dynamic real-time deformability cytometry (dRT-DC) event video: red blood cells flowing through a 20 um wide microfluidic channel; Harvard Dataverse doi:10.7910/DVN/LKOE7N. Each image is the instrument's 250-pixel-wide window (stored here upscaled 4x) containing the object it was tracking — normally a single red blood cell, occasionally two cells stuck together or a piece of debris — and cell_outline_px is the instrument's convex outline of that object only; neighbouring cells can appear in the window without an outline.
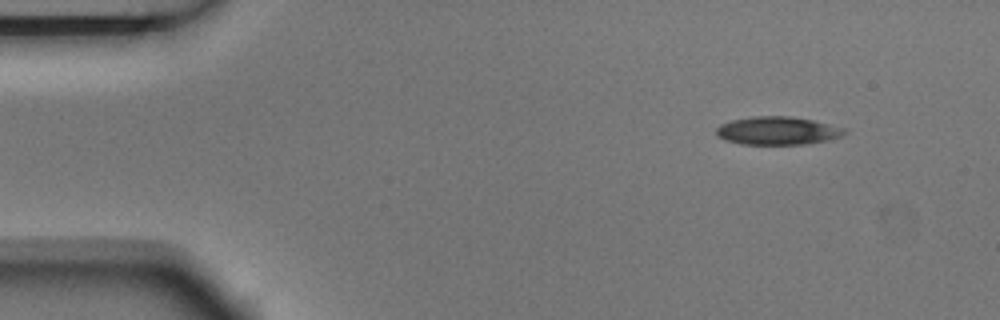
{"species": "Egyptian fruit bat (a non-hibernating species)", "species_latin": "Rousettus aegyptiacus", "temperature_condition": "room temperature", "stored_images_in_passage": 6, "camera_frame_rate_fps": 3000, "um_per_image_px": 0.085, "animal": {"sex": "male"}, "frame": {"image": 1, "passage_image": 1, "time_ms": 0.0, "image_size_px": [1000, 320], "cell_outline_px": [[848, 132], [844, 136], [828, 140], [804, 144], [740, 144], [724, 140], [716, 136], [716, 128], [720, 124], [732, 120], [752, 116], [788, 116], [812, 120], [848, 128]], "centroid_in_image_um": [66.11, 11.11], "position_along_channel_um": 18.9, "area_um2": 21.27}}
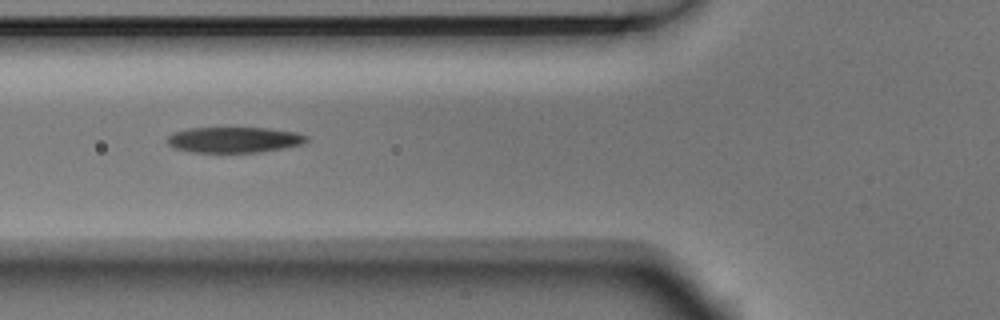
{"frame": {"image": 2, "passage_image": 5, "time_ms": 1.333, "image_size_px": [1000, 320], "cell_outline_px": [[308, 140], [304, 144], [284, 148], [260, 152], [188, 152], [172, 148], [168, 144], [168, 136], [176, 132], [188, 128], [268, 128], [296, 132], [308, 136]], "centroid_in_image_um": [19.92, 11.89], "position_along_channel_um": 105.9, "area_um2": 20.92}}
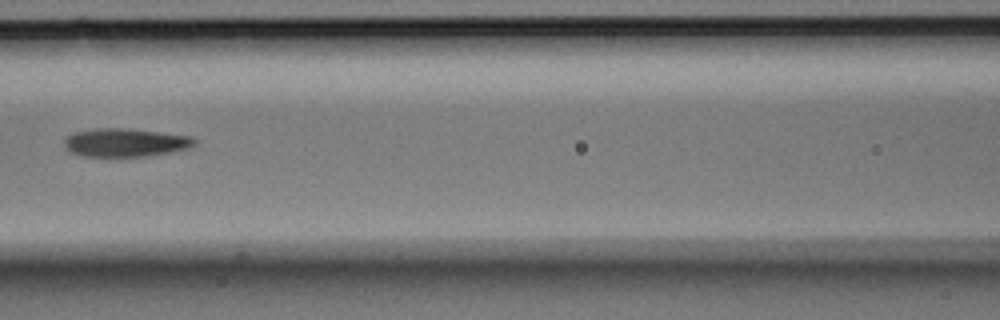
{"frame": {"image": 3, "passage_image": 6, "time_ms": 1.667, "image_size_px": [1000, 320], "cell_outline_px": [[196, 144], [188, 148], [148, 156], [80, 156], [72, 152], [64, 144], [64, 140], [68, 136], [76, 132], [96, 128], [128, 128], [192, 136], [196, 140]], "centroid_in_image_um": [10.68, 12.11], "position_along_channel_um": 155.9, "area_um2": 21.33}}